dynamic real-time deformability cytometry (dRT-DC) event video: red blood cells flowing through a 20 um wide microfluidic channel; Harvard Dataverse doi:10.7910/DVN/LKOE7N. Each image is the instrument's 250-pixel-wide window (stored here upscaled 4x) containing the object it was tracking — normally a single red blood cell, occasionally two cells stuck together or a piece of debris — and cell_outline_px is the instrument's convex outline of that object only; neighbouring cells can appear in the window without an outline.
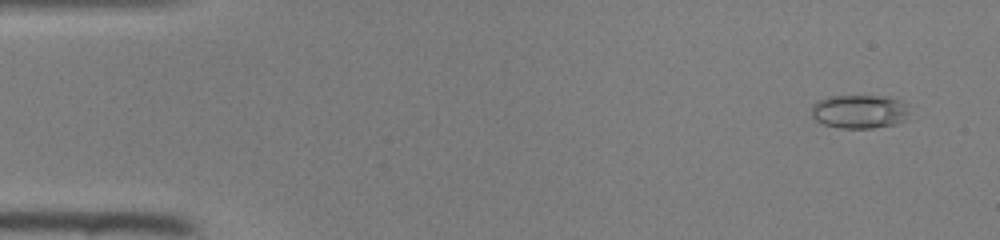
{"species": "common noctule bat (a hibernating species)", "species_latin": "Nyctalus noctula", "temperature_condition": "room temperature", "stored_images_in_passage": 48, "segment_of_instrument_passage": [1, 2], "camera_frame_rate_fps": 3000, "um_per_image_px": 0.085, "animal": {"sex": "female", "body_mass_g": 22.0, "forearm_length_mm": 56.7}, "frame": {"image": 1, "passage_image": 3, "time_ms": 0.667, "image_size_px": [1000, 240], "cell_outline_px": [[908, 120], [896, 124], [872, 128], [840, 128], [820, 124], [812, 116], [812, 104], [816, 100], [832, 96], [884, 96], [900, 100], [908, 104]], "centroid_in_image_um": [73.06, 9.49], "position_along_channel_um": 11.9, "area_um2": 19.59}}
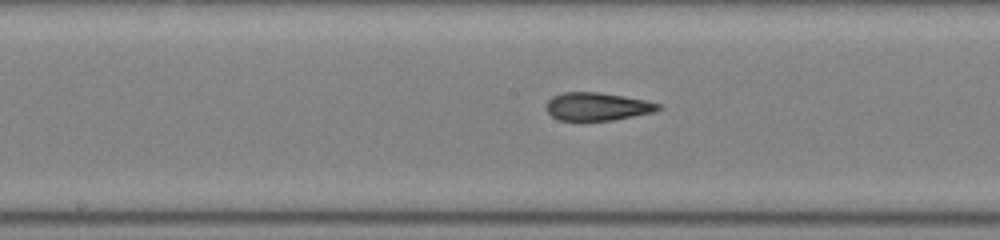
{"frame": {"image": 2, "passage_image": 24, "time_ms": 7.667, "image_size_px": [1000, 240], "cell_outline_px": [[664, 108], [656, 112], [612, 120], [560, 120], [552, 116], [544, 108], [544, 104], [552, 96], [564, 92], [600, 92], [648, 100], [660, 104]], "centroid_in_image_um": [50.79, 9.04], "position_along_channel_um": 197.4, "area_um2": 18.55}}
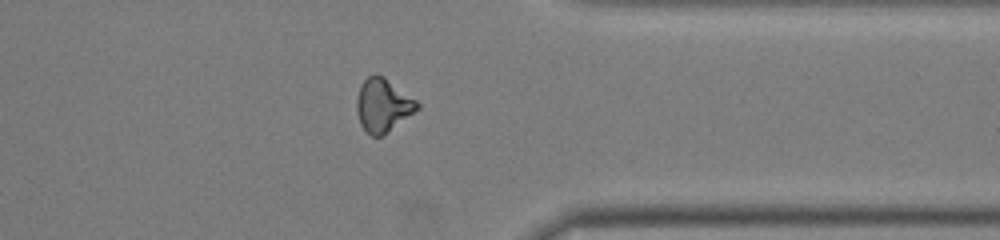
{"frame": {"image": 3, "passage_image": 37, "time_ms": 12.0, "image_size_px": [1000, 240], "cell_outline_px": [[420, 108], [384, 136], [372, 136], [360, 124], [356, 112], [356, 100], [360, 84], [368, 76], [376, 72], [384, 76], [416, 100], [420, 104]], "centroid_in_image_um": [32.54, 8.94], "position_along_channel_um": 378.9, "area_um2": 19.07}}